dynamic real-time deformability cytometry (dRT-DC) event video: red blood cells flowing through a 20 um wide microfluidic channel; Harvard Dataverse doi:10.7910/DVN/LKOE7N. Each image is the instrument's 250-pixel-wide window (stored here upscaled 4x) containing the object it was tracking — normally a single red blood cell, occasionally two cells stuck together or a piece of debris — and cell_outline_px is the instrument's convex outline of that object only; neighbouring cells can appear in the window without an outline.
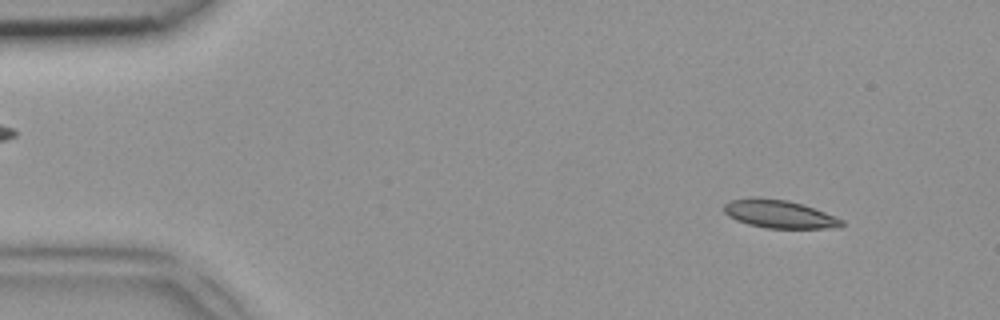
{"species": "common noctule bat (a hibernating species)", "species_latin": "Nyctalus noctula", "temperature_condition": "room temperature", "stored_images_in_passage": 46, "camera_frame_rate_fps": 3000, "um_per_image_px": 0.085, "animal": {"sex": "female", "body_mass_g": 18.4}, "frame": {"image": 1, "passage_image": 4, "time_ms": 1.0, "image_size_px": [1000, 320], "cell_outline_px": [[844, 224], [840, 228], [764, 228], [748, 224], [736, 220], [728, 216], [724, 212], [724, 204], [728, 200], [752, 196], [788, 200], [804, 204], [836, 216], [844, 220]], "centroid_in_image_um": [66.24, 18.18], "position_along_channel_um": 18.8, "area_um2": 19.71}}
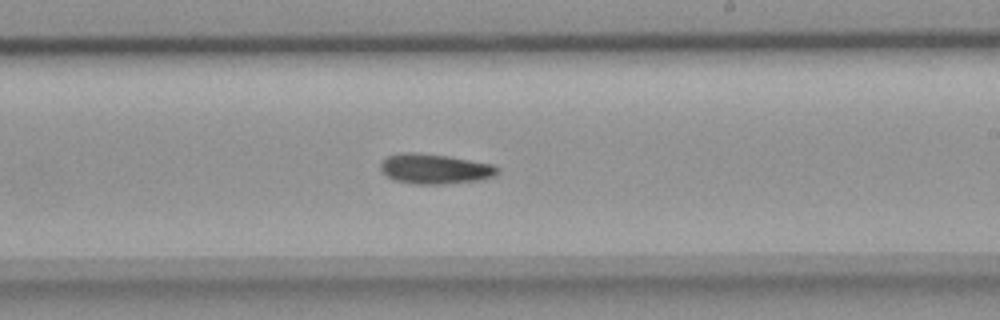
{"frame": {"image": 2, "passage_image": 27, "time_ms": 8.667, "image_size_px": [1000, 320], "cell_outline_px": [[500, 168], [492, 176], [480, 180], [444, 184], [412, 184], [392, 180], [380, 168], [380, 164], [388, 156], [400, 152], [420, 152], [448, 156], [492, 164]], "centroid_in_image_um": [36.93, 14.35], "position_along_channel_um": 252.1, "area_um2": 20.46}}
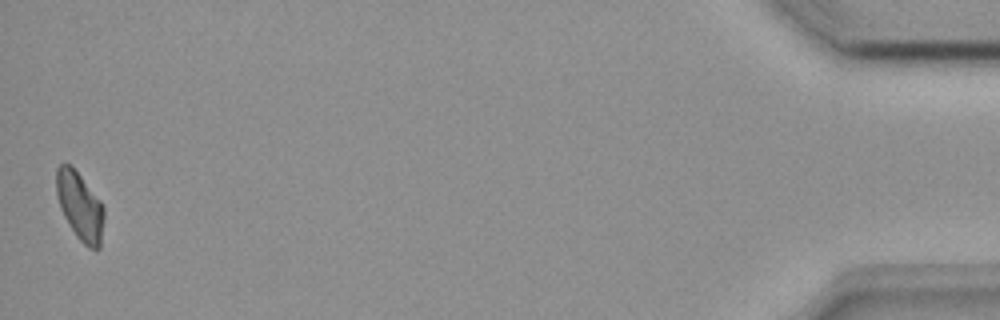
{"frame": {"image": 3, "passage_image": 46, "time_ms": 15.0, "image_size_px": [1000, 320], "cell_outline_px": [[104, 220], [100, 248], [88, 248], [76, 236], [64, 216], [60, 208], [56, 192], [56, 168], [60, 164], [72, 164], [100, 200], [104, 208]], "centroid_in_image_um": [6.79, 17.5], "position_along_channel_um": 428.4, "area_um2": 19.02}}